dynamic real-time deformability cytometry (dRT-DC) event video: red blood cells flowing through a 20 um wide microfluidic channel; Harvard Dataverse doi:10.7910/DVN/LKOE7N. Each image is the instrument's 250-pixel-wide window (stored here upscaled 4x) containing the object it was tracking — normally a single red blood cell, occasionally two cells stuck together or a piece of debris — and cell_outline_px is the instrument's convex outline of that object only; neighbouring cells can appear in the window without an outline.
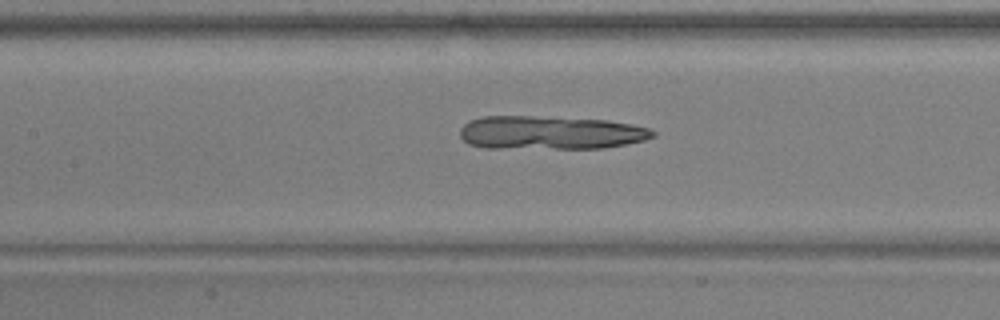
{"species": "common noctule bat (a hibernating species)", "species_latin": "Nyctalus noctula", "temperature_condition": "warm", "stored_images_in_passage": 27, "camera_frame_rate_fps": 3000, "um_per_image_px": 0.085, "animal": {"sex": "male", "body_mass_g": 17.9, "forearm_length_mm": 54.2}, "frame": {"image": 1, "passage_image": 13, "time_ms": 4.0, "image_size_px": [1000, 320], "cell_outline_px": [[656, 136], [644, 140], [604, 148], [484, 148], [468, 144], [460, 136], [460, 128], [468, 120], [480, 116], [532, 116], [608, 120], [632, 124], [652, 128], [656, 132]], "centroid_in_image_um": [46.77, 11.27], "position_along_channel_um": 160.6, "area_um2": 37.97}}